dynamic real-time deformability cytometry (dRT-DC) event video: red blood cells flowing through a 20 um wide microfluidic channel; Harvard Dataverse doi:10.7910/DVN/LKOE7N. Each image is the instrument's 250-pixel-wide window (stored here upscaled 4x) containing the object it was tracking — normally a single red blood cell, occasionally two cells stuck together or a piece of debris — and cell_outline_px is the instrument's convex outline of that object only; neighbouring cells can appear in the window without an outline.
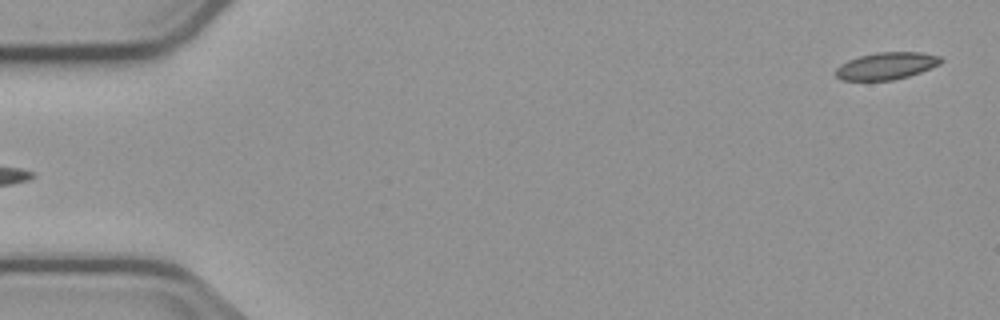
{"species": "common noctule bat (a hibernating species)", "species_latin": "Nyctalus noctula", "temperature_condition": "cold", "stored_images_in_passage": 5, "camera_frame_rate_fps": 3000, "um_per_image_px": 0.085, "animal": {"sex": "male", "body_mass_g": 23.1, "forearm_length_mm": 52.7}, "frame": {"image": 1, "passage_image": 1, "time_ms": 0.0, "image_size_px": [1000, 320], "cell_outline_px": [[944, 60], [940, 64], [920, 72], [908, 76], [892, 80], [840, 80], [836, 76], [836, 68], [840, 64], [848, 60], [860, 56], [876, 52], [920, 52], [940, 56]], "centroid_in_image_um": [75.34, 5.59], "position_along_channel_um": 9.7, "area_um2": 16.59}}
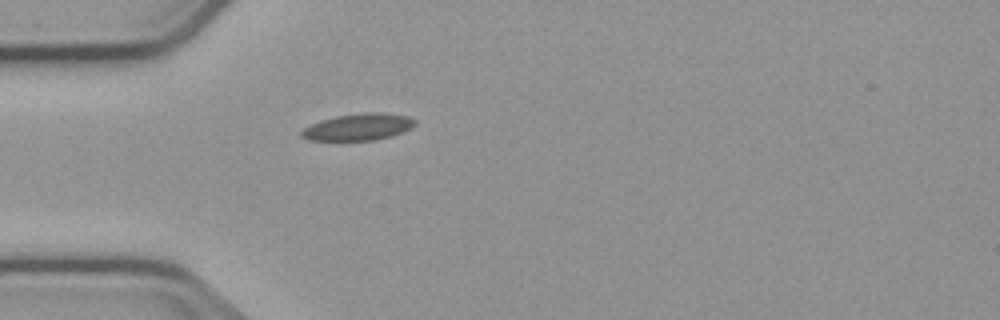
{"frame": {"image": 2, "passage_image": 5, "time_ms": 4.667, "image_size_px": [1000, 320], "cell_outline_px": [[416, 124], [392, 136], [372, 140], [308, 140], [300, 136], [300, 132], [304, 128], [320, 120], [336, 116], [364, 112], [384, 112], [408, 116], [416, 120]], "centroid_in_image_um": [30.44, 10.78], "position_along_channel_um": 54.6, "area_um2": 17.63}}